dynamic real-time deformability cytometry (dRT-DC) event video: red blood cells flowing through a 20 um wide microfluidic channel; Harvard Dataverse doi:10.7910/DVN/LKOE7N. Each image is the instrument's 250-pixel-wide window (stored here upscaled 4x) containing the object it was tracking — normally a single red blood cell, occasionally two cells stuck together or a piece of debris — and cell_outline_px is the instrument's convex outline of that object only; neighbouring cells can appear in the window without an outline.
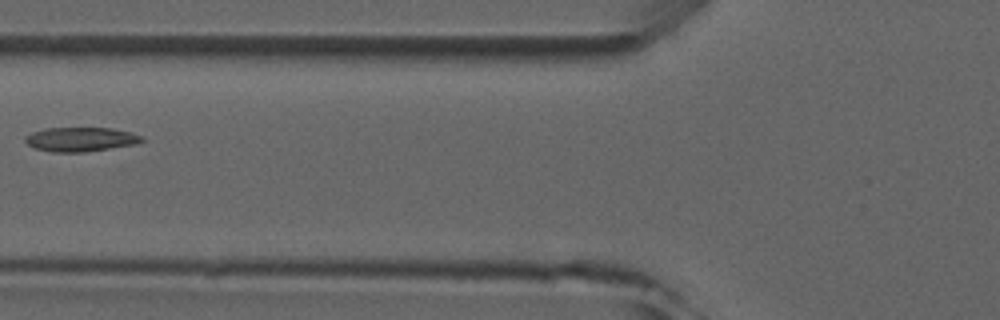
{"species": "common noctule bat (a hibernating species)", "species_latin": "Nyctalus noctula", "temperature_condition": "room temperature", "stored_images_in_passage": 5, "camera_frame_rate_fps": 3000, "um_per_image_px": 0.085, "animal": {"sex": "male", "forearm_length_mm": 52.5}, "frame": {"image": 1, "passage_image": 5, "time_ms": 5.333, "image_size_px": [1000, 320], "cell_outline_px": [[144, 140], [136, 144], [84, 152], [52, 152], [36, 148], [28, 144], [24, 140], [24, 136], [32, 132], [44, 128], [112, 128], [132, 132], [144, 136]], "centroid_in_image_um": [6.87, 11.83], "position_along_channel_um": 118.9, "area_um2": 16.53}}